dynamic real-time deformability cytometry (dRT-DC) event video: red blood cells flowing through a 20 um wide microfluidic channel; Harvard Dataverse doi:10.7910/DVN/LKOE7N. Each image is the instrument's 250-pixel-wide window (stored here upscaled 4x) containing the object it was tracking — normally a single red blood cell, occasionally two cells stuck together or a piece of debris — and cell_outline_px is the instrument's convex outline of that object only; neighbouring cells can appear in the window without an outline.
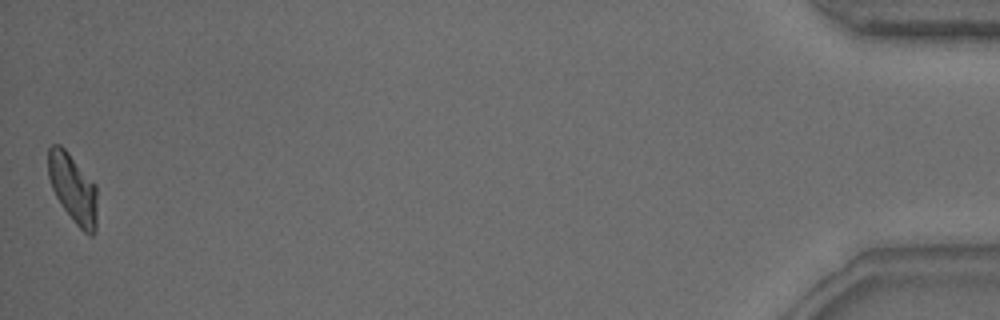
{"species": "common noctule bat (a hibernating species)", "species_latin": "Nyctalus noctula", "temperature_condition": "warm", "stored_images_in_passage": 46, "camera_frame_rate_fps": 3000, "um_per_image_px": 0.085, "animal": {"sex": "male", "body_mass_g": 15.6}, "frame": {"image": 1, "passage_image": 46, "time_ms": 15.0, "image_size_px": [1000, 320], "cell_outline_px": [[96, 232], [92, 236], [88, 236], [76, 224], [64, 208], [56, 196], [52, 188], [48, 176], [48, 148], [52, 144], [60, 144], [68, 152], [96, 184]], "centroid_in_image_um": [6.21, 16.01], "position_along_channel_um": 429.0, "area_um2": 19.65}, "authors_computed_cell_mechanics": {"area_um2": 20.2011, "velocity_mm_per_s": 4.2291, "shape_relaxation_time_tau1_ms": 3.0286, "shape_relaxation_time_tau2_ms": 3.5872, "deformation_change_tau1": 0.1426, "deformation_change_tau2": 0.1166}}